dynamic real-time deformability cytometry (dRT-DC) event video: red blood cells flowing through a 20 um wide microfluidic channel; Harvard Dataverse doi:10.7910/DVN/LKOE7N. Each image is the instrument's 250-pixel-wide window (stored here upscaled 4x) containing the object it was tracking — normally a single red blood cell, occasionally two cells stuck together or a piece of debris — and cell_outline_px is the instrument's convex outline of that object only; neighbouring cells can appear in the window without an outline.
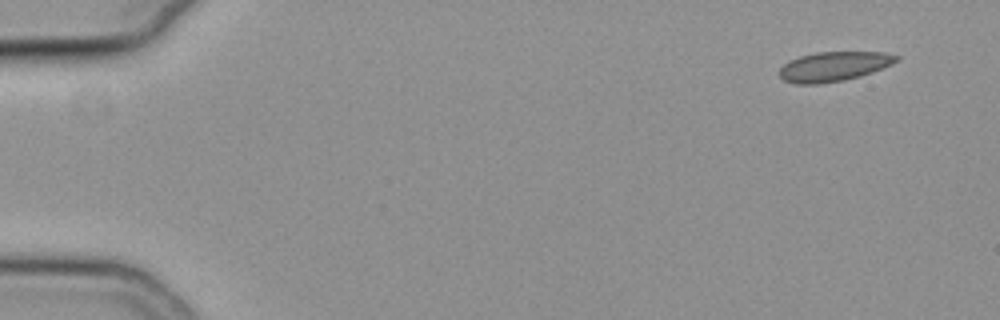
{"species": "common noctule bat (a hibernating species)", "species_latin": "Nyctalus noctula", "temperature_condition": "cold", "stored_images_in_passage": 10, "camera_frame_rate_fps": 3000, "um_per_image_px": 0.085, "animal": {"sex": "female", "body_mass_g": 19.3, "forearm_length_mm": 54.1}, "frame": {"image": 1, "passage_image": 1, "time_ms": 0.0, "image_size_px": [1000, 320], "cell_outline_px": [[900, 60], [892, 64], [872, 72], [860, 76], [844, 80], [820, 84], [796, 84], [784, 80], [776, 72], [788, 60], [800, 56], [816, 52], [884, 52], [900, 56]], "centroid_in_image_um": [70.86, 5.65], "position_along_channel_um": 14.1, "area_um2": 20.35}}